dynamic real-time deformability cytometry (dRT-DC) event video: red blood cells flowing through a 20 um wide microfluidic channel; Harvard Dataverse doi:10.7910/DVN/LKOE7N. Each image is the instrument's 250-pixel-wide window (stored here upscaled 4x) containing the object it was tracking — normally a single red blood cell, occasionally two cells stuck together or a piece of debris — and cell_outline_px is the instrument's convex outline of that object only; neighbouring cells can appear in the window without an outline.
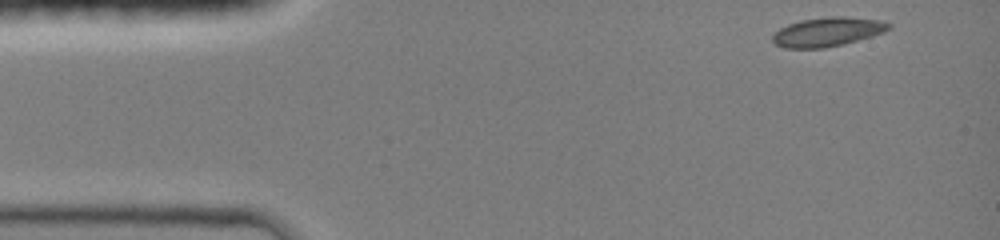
{"species": "common noctule bat (a hibernating species)", "species_latin": "Nyctalus noctula", "temperature_condition": "room temperature", "stored_images_in_passage": 6, "camera_frame_rate_fps": 3000, "um_per_image_px": 0.085, "animal": {"sex": "female", "body_mass_g": 19.0, "forearm_length_mm": 51.5}, "frame": {"image": 1, "passage_image": 1, "time_ms": 0.0, "image_size_px": [1000, 240], "cell_outline_px": [[892, 28], [884, 32], [872, 36], [844, 44], [824, 48], [784, 48], [776, 44], [772, 40], [772, 36], [780, 28], [788, 24], [800, 20], [832, 16], [844, 16], [880, 20], [892, 24]], "centroid_in_image_um": [70.36, 2.7], "position_along_channel_um": 14.6, "area_um2": 19.77}}
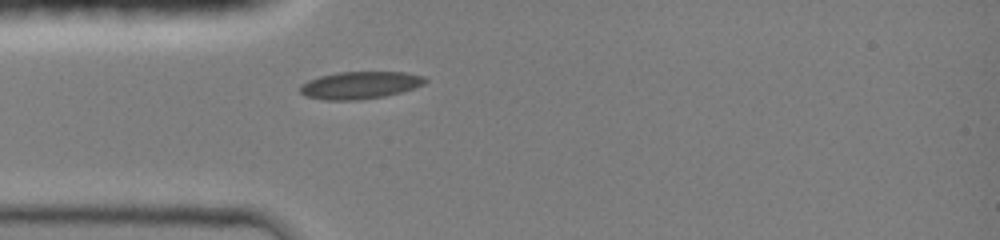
{"frame": {"image": 2, "passage_image": 6, "time_ms": 1.667, "image_size_px": [1000, 240], "cell_outline_px": [[428, 80], [424, 84], [400, 92], [384, 96], [356, 100], [324, 100], [304, 96], [300, 92], [300, 84], [308, 80], [320, 76], [336, 72], [404, 72], [424, 76]], "centroid_in_image_um": [30.56, 7.23], "position_along_channel_um": 54.4, "area_um2": 19.94}}